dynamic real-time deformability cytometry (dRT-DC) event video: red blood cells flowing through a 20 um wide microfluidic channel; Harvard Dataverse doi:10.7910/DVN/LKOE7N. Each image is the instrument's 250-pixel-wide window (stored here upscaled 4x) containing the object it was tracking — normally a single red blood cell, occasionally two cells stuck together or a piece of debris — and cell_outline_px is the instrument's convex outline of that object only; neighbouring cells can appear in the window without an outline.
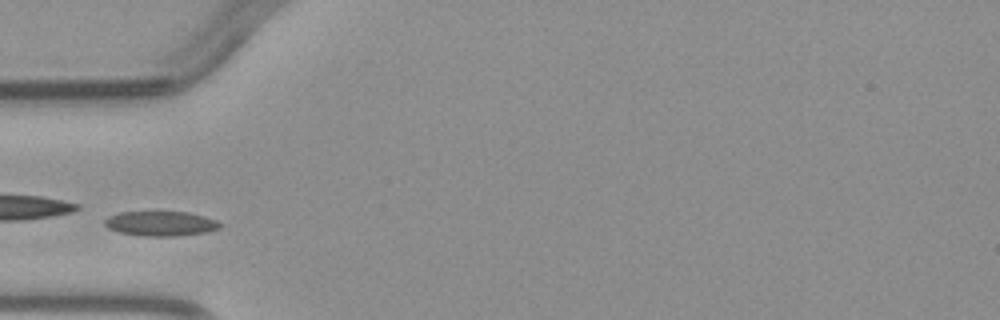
{"species": "common noctule bat (a hibernating species)", "species_latin": "Nyctalus noctula", "temperature_condition": "warm", "stored_images_in_passage": 4, "camera_frame_rate_fps": 3000, "um_per_image_px": 0.085, "animal": {"sex": "male", "body_mass_g": 23.1, "forearm_length_mm": 52.7}, "frame": {"image": 1, "passage_image": 3, "time_ms": 2.333, "image_size_px": [1000, 320], "cell_outline_px": [[220, 228], [208, 232], [176, 236], [144, 236], [120, 232], [108, 228], [104, 224], [104, 220], [108, 216], [120, 212], [188, 212], [204, 216], [216, 220], [220, 224]], "centroid_in_image_um": [13.66, 19.0], "position_along_channel_um": 71.3, "area_um2": 16.59}}
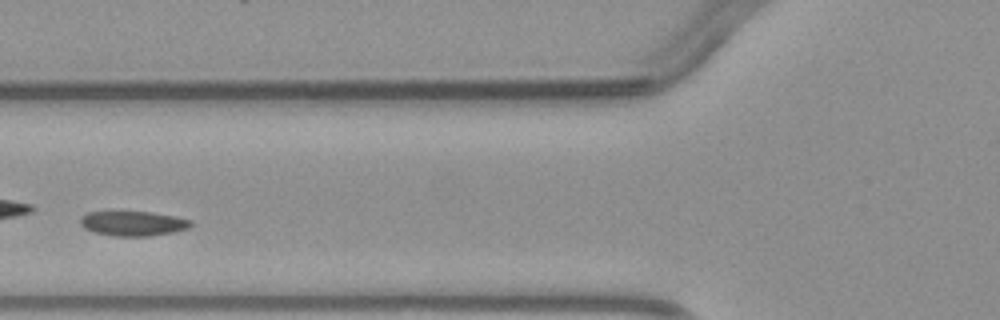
{"frame": {"image": 2, "passage_image": 4, "time_ms": 3.333, "image_size_px": [1000, 320], "cell_outline_px": [[192, 224], [188, 228], [172, 232], [148, 236], [116, 236], [96, 232], [84, 228], [80, 224], [80, 216], [88, 212], [152, 212], [192, 220]], "centroid_in_image_um": [11.29, 18.99], "position_along_channel_um": 114.5, "area_um2": 15.72}}